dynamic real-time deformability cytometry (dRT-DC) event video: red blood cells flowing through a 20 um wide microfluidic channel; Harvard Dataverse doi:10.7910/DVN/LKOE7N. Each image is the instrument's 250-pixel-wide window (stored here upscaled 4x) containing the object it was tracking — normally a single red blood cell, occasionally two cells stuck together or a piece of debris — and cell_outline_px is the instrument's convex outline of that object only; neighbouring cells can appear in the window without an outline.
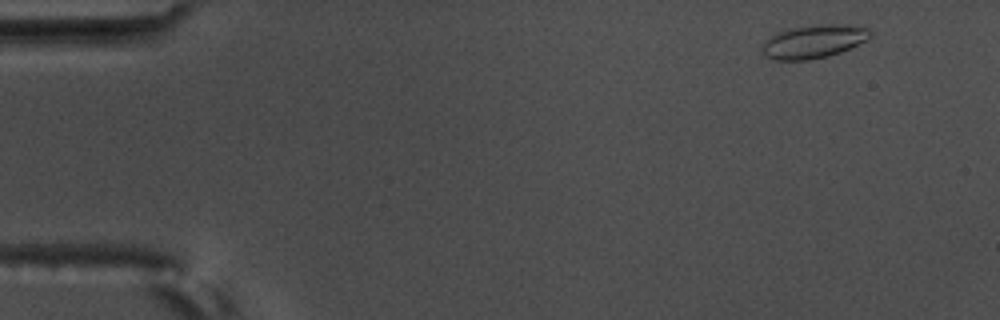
{"species": "common noctule bat (a hibernating species)", "species_latin": "Nyctalus noctula", "temperature_condition": "warm", "stored_images_in_passage": 8, "camera_frame_rate_fps": 3000, "um_per_image_px": 0.085, "animal": {"sex": "male", "body_mass_g": 17.5, "forearm_length_mm": 52.3}, "frame": {"image": 1, "passage_image": 1, "time_ms": 0.0, "image_size_px": [1000, 320], "cell_outline_px": [[872, 36], [868, 40], [840, 52], [828, 56], [808, 60], [776, 60], [768, 56], [764, 52], [764, 40], [788, 28], [828, 24], [856, 24], [868, 28], [872, 32]], "centroid_in_image_um": [69.26, 3.51], "position_along_channel_um": 15.7, "area_um2": 20.87}}
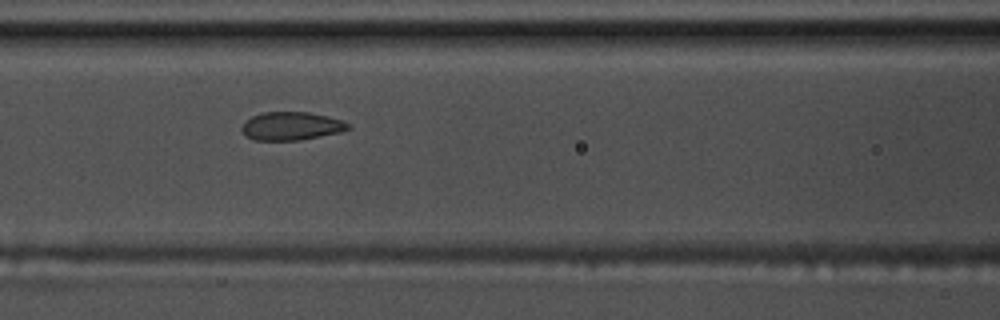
{"frame": {"image": 2, "passage_image": 7, "time_ms": 2.0, "image_size_px": [1000, 320], "cell_outline_px": [[352, 128], [340, 132], [300, 140], [252, 140], [244, 136], [240, 128], [252, 116], [264, 112], [308, 112], [328, 116], [340, 120], [348, 124]], "centroid_in_image_um": [24.74, 10.72], "position_along_channel_um": 141.9, "area_um2": 17.46}}
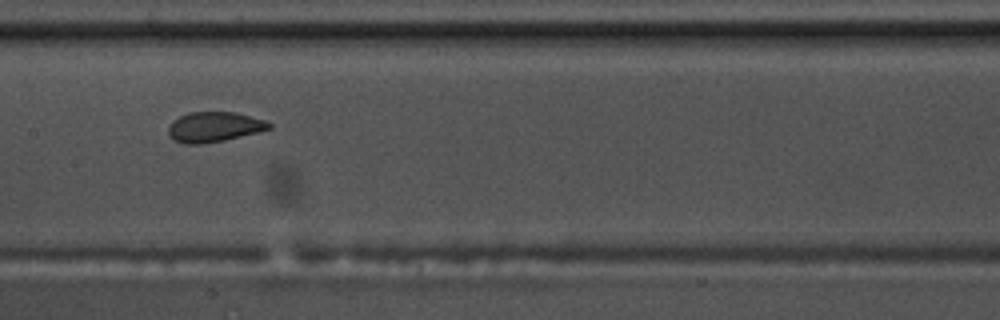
{"frame": {"image": 3, "passage_image": 8, "time_ms": 2.333, "image_size_px": [1000, 320], "cell_outline_px": [[272, 128], [260, 132], [224, 140], [200, 144], [184, 144], [172, 140], [168, 136], [168, 128], [172, 120], [188, 112], [236, 112], [264, 120], [272, 124]], "centroid_in_image_um": [18.18, 10.79], "position_along_channel_um": 189.2, "area_um2": 17.86}}